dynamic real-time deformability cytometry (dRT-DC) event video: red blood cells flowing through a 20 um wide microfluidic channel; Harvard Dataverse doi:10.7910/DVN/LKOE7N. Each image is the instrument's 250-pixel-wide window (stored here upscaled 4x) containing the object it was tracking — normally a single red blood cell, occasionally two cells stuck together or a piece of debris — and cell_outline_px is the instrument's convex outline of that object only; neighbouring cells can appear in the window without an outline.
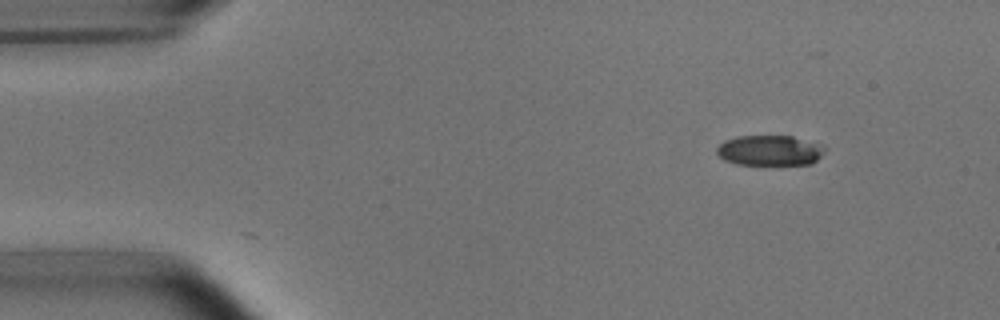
{"species": "common noctule bat (a hibernating species)", "species_latin": "Nyctalus noctula", "temperature_condition": "room temperature", "stored_images_in_passage": 39, "camera_frame_rate_fps": 3000, "um_per_image_px": 0.085, "animal": {"sex": "male", "body_mass_g": 15.6}, "frame": {"image": 1, "passage_image": 1, "time_ms": 0.0, "image_size_px": [1000, 320], "cell_outline_px": [[824, 152], [812, 164], [736, 164], [724, 160], [716, 152], [716, 148], [724, 140], [736, 136], [792, 136], [824, 144]], "centroid_in_image_um": [65.43, 12.77], "position_along_channel_um": 19.6, "area_um2": 19.13}}
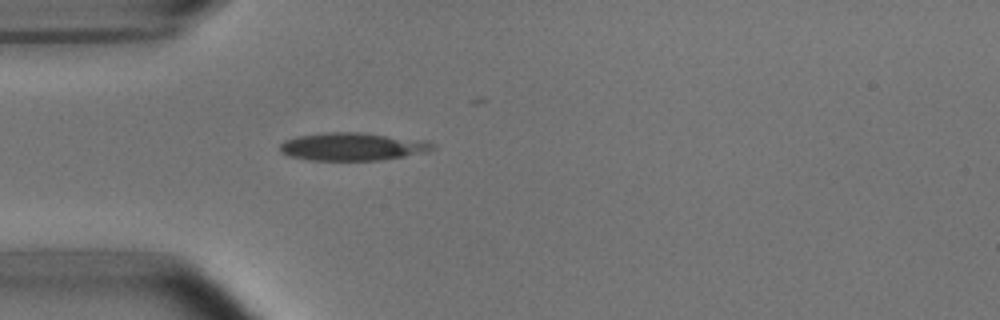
{"frame": {"image": 2, "passage_image": 10, "time_ms": 3.0, "image_size_px": [1000, 320], "cell_outline_px": [[436, 148], [428, 152], [380, 160], [308, 160], [288, 156], [280, 152], [280, 144], [284, 140], [296, 136], [328, 132], [360, 132], [428, 140], [436, 144]], "centroid_in_image_um": [30.0, 12.45], "position_along_channel_um": 55.0, "area_um2": 25.14}}
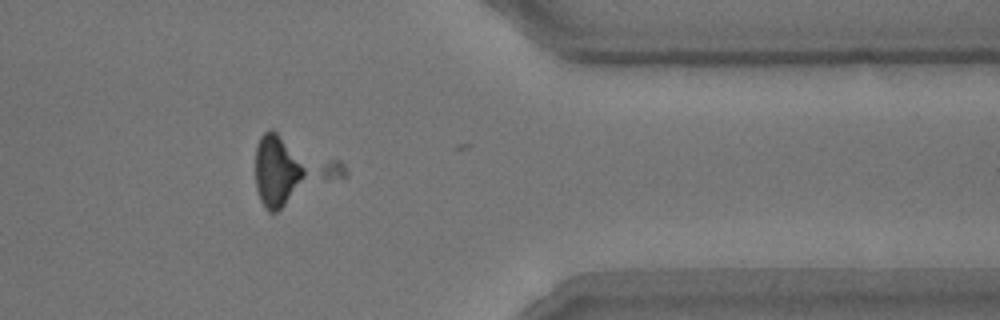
{"frame": {"image": 3, "passage_image": 38, "time_ms": 12.333, "image_size_px": [1000, 320], "cell_outline_px": [[344, 176], [276, 212], [268, 212], [264, 208], [260, 200], [256, 188], [256, 144], [260, 136], [264, 132], [272, 128], [340, 160], [344, 164]], "centroid_in_image_um": [24.74, 14.45], "position_along_channel_um": 386.7, "area_um2": 34.28}}